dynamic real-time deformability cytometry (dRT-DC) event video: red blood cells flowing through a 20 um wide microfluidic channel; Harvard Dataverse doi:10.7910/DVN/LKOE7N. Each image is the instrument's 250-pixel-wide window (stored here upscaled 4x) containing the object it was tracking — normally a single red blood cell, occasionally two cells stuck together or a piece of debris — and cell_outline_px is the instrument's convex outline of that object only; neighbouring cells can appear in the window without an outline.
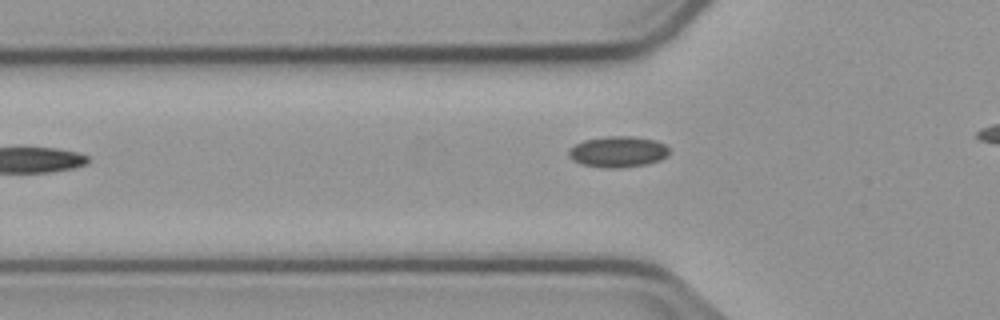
{"species": "common noctule bat (a hibernating species)", "species_latin": "Nyctalus noctula", "temperature_condition": "cold", "stored_images_in_passage": 3, "camera_frame_rate_fps": 3000, "um_per_image_px": 0.085, "animal": {"sex": "male", "body_mass_g": 23.1, "forearm_length_mm": 52.7}, "frame": {"image": 1, "passage_image": 2, "time_ms": 1.333, "image_size_px": [1000, 320], "cell_outline_px": [[668, 156], [660, 160], [648, 164], [620, 168], [608, 168], [580, 164], [572, 160], [568, 156], [568, 152], [576, 144], [584, 140], [608, 136], [632, 136], [656, 140], [664, 144], [668, 148]], "centroid_in_image_um": [52.54, 12.9], "position_along_channel_um": 73.3, "area_um2": 18.21}}